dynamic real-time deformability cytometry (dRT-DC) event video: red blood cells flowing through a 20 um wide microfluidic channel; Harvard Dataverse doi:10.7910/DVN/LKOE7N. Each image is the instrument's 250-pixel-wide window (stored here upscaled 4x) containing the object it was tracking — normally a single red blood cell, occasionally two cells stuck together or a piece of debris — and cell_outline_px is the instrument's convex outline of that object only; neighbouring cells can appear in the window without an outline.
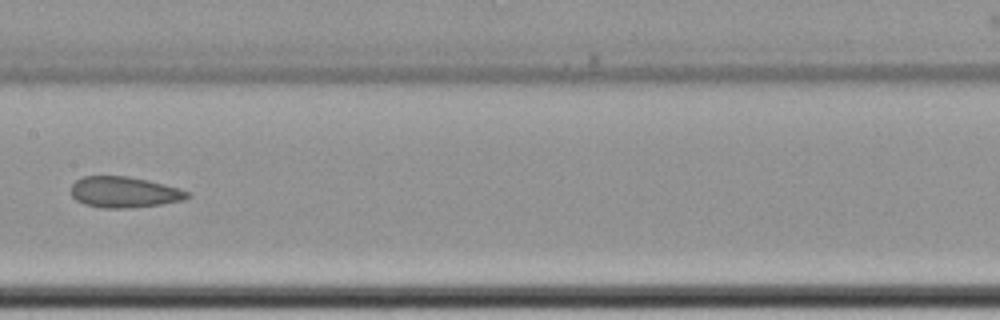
{"species": "common noctule bat (a hibernating species)", "species_latin": "Nyctalus noctula", "temperature_condition": "cold", "stored_images_in_passage": 13, "camera_frame_rate_fps": 3000, "um_per_image_px": 0.085, "animal": {"sex": "female", "body_mass_g": 22.7, "forearm_length_mm": 54.2}, "frame": {"image": 1, "passage_image": 10, "time_ms": 12.0, "image_size_px": [1000, 320], "cell_outline_px": [[192, 196], [184, 200], [160, 204], [128, 208], [100, 208], [84, 204], [76, 200], [72, 196], [72, 184], [76, 180], [84, 176], [128, 176], [148, 180], [180, 188], [188, 192]], "centroid_in_image_um": [10.57, 16.33], "position_along_channel_um": 196.8, "area_um2": 21.04}}